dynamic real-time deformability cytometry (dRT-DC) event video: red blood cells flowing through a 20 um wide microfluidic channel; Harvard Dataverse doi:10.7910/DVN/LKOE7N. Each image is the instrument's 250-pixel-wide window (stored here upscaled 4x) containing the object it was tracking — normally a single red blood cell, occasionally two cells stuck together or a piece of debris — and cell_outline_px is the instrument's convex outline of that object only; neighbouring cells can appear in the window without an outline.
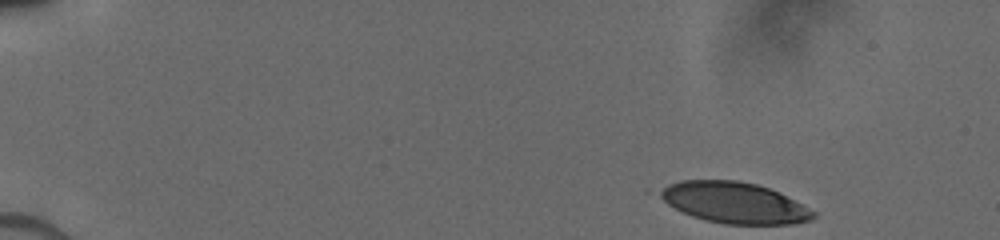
{"species": "human", "species_latin": "Homo sapiens", "temperature_condition": "cold", "stored_images_in_passage": 65, "camera_frame_rate_fps": 3000, "um_per_image_px": 0.085, "donor": {"sex": "male"}, "frame": {"image": 1, "passage_image": 1, "time_ms": 0.0, "image_size_px": [1000, 240], "cell_outline_px": [[816, 216], [812, 220], [792, 224], [724, 224], [704, 220], [692, 216], [644, 192], [648, 188], [680, 180], [740, 180], [756, 184], [780, 192], [816, 212]], "centroid_in_image_um": [62.22, 17.19], "position_along_channel_um": 22.8, "area_um2": 37.92}}
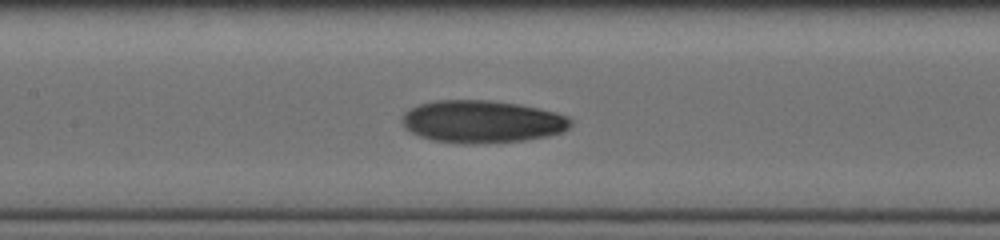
{"frame": {"image": 2, "passage_image": 26, "time_ms": 6.667, "image_size_px": [1000, 240], "cell_outline_px": [[572, 124], [564, 132], [548, 136], [524, 140], [476, 144], [464, 144], [432, 140], [420, 136], [404, 128], [400, 120], [404, 112], [420, 104], [436, 100], [488, 100], [520, 104], [540, 108], [556, 112], [568, 116], [572, 120]], "centroid_in_image_um": [40.99, 10.34], "position_along_channel_um": 166.4, "area_um2": 42.08}}
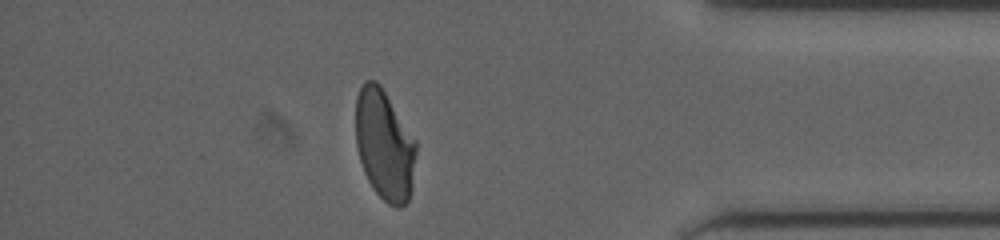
{"frame": {"image": 3, "passage_image": 55, "time_ms": 13.0, "image_size_px": [1000, 240], "cell_outline_px": [[416, 152], [412, 188], [408, 200], [400, 208], [396, 208], [388, 204], [376, 192], [368, 180], [364, 172], [360, 160], [356, 144], [356, 96], [364, 80], [376, 80], [380, 84], [416, 140]], "centroid_in_image_um": [32.68, 12.31], "position_along_channel_um": 402.5, "area_um2": 38.9}}